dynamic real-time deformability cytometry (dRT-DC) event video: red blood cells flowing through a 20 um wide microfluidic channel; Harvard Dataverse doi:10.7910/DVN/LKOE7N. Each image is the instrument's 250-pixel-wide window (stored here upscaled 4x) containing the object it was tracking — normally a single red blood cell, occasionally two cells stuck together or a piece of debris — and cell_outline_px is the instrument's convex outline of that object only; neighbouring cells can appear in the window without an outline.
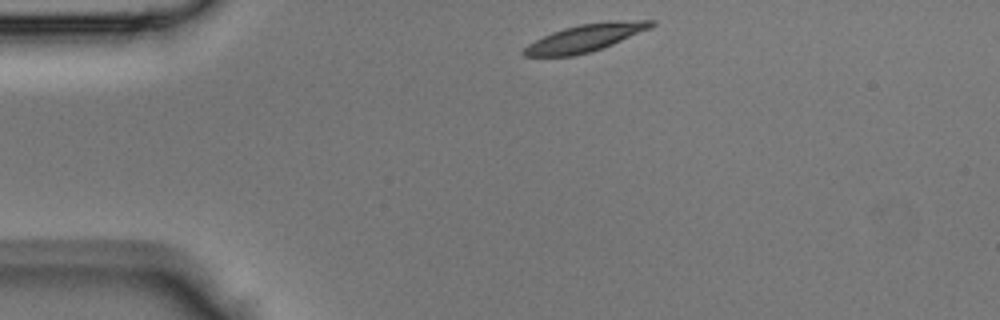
{"species": "Egyptian fruit bat (a non-hibernating species)", "species_latin": "Rousettus aegyptiacus", "temperature_condition": "room temperature", "stored_images_in_passage": 35, "camera_frame_rate_fps": 3000, "um_per_image_px": 0.085, "animal": {"sex": "male"}, "frame": {"image": 1, "passage_image": 1, "time_ms": 0.0, "image_size_px": [1000, 320], "cell_outline_px": [[656, 24], [648, 28], [612, 44], [588, 52], [572, 56], [524, 56], [520, 52], [528, 44], [552, 32], [564, 28], [580, 24], [612, 20], [656, 20]], "centroid_in_image_um": [49.72, 3.21], "position_along_channel_um": 35.3, "area_um2": 20.0}}
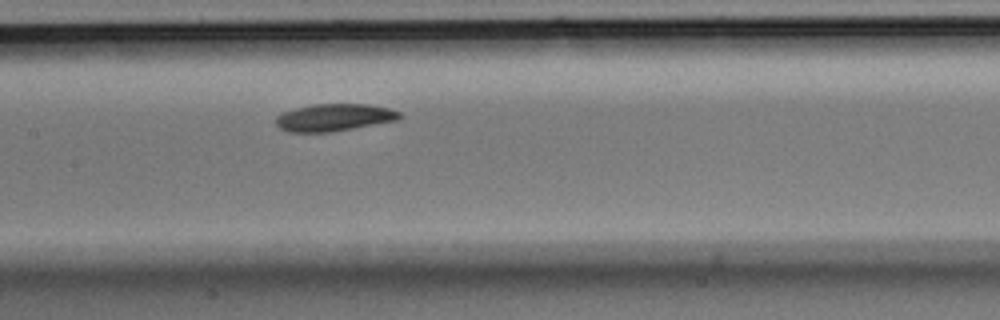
{"frame": {"image": 2, "passage_image": 13, "time_ms": 4.0, "image_size_px": [1000, 320], "cell_outline_px": [[404, 116], [396, 120], [332, 132], [288, 132], [280, 128], [276, 124], [276, 116], [280, 112], [312, 104], [368, 104], [388, 108], [400, 112]], "centroid_in_image_um": [28.37, 9.98], "position_along_channel_um": 179.0, "area_um2": 19.71}}
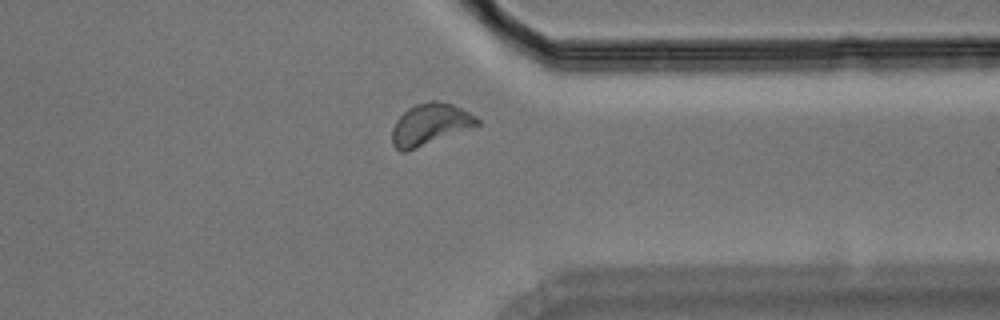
{"frame": {"image": 3, "passage_image": 26, "time_ms": 8.333, "image_size_px": [1000, 320], "cell_outline_px": [[480, 124], [404, 152], [400, 152], [392, 144], [392, 128], [396, 120], [408, 108], [416, 104], [428, 100], [436, 100], [452, 104], [476, 116], [480, 120]], "centroid_in_image_um": [36.52, 10.55], "position_along_channel_um": 374.9, "area_um2": 20.23}}